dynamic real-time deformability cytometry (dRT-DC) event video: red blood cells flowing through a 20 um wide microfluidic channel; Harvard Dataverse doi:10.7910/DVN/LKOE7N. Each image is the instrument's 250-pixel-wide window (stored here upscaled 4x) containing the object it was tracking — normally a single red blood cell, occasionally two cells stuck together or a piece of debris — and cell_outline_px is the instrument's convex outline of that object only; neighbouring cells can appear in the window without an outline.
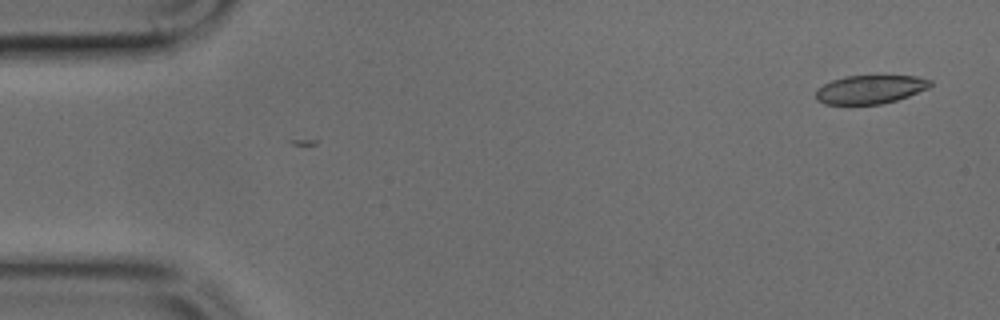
{"species": "common noctule bat (a hibernating species)", "species_latin": "Nyctalus noctula", "temperature_condition": "cold", "stored_images_in_passage": 3, "camera_frame_rate_fps": 3000, "um_per_image_px": 0.085, "animal": {"sex": "male", "body_mass_g": 17.9, "forearm_length_mm": 54.2}, "frame": {"image": 1, "passage_image": 2, "time_ms": 0.333, "image_size_px": [1000, 320], "cell_outline_px": [[932, 84], [928, 88], [908, 96], [896, 100], [880, 104], [824, 104], [816, 100], [816, 88], [832, 80], [844, 76], [916, 76], [932, 80]], "centroid_in_image_um": [73.94, 7.6], "position_along_channel_um": 11.1, "area_um2": 19.02}}